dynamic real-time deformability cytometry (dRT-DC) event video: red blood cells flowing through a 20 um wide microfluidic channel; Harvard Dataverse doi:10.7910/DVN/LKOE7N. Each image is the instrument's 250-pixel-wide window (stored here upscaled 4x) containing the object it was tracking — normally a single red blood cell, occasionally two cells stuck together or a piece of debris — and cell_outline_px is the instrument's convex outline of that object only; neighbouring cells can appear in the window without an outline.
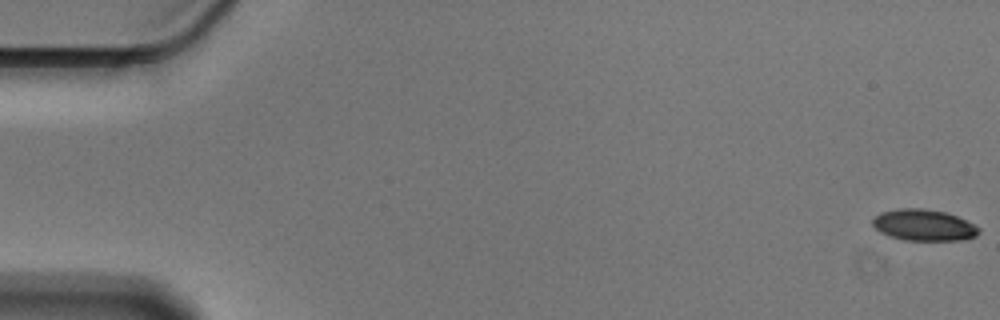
{"species": "Egyptian fruit bat (a non-hibernating species)", "species_latin": "Rousettus aegyptiacus", "temperature_condition": "cold", "stored_images_in_passage": 57, "camera_frame_rate_fps": 3000, "um_per_image_px": 0.085, "animal": {"sex": "male"}, "frame": {"image": 1, "passage_image": 1, "time_ms": 0.0, "image_size_px": [1000, 320], "cell_outline_px": [[980, 232], [976, 236], [960, 240], [904, 240], [888, 236], [880, 232], [872, 224], [872, 220], [880, 212], [896, 208], [924, 208], [944, 212], [956, 216], [980, 228]], "centroid_in_image_um": [78.48, 19.13], "position_along_channel_um": 6.5, "area_um2": 19.36}}
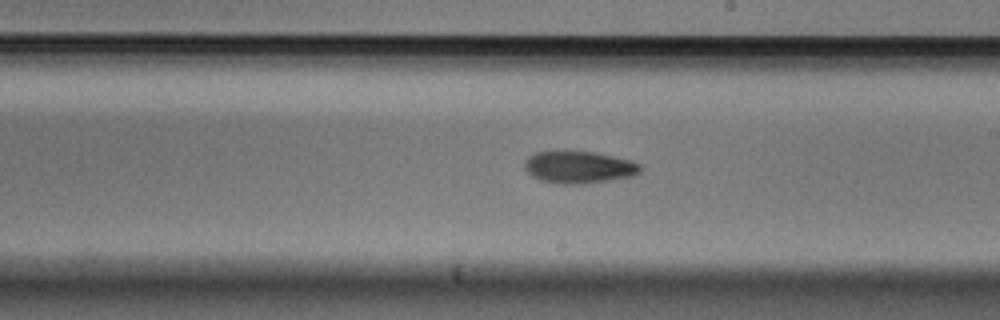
{"frame": {"image": 2, "passage_image": 33, "time_ms": 10.667, "image_size_px": [1000, 320], "cell_outline_px": [[640, 172], [632, 176], [584, 184], [564, 184], [540, 180], [532, 176], [524, 168], [524, 164], [528, 156], [536, 152], [564, 148], [596, 152], [632, 160], [640, 164]], "centroid_in_image_um": [49.17, 14.16], "position_along_channel_um": 239.8, "area_um2": 22.37}}
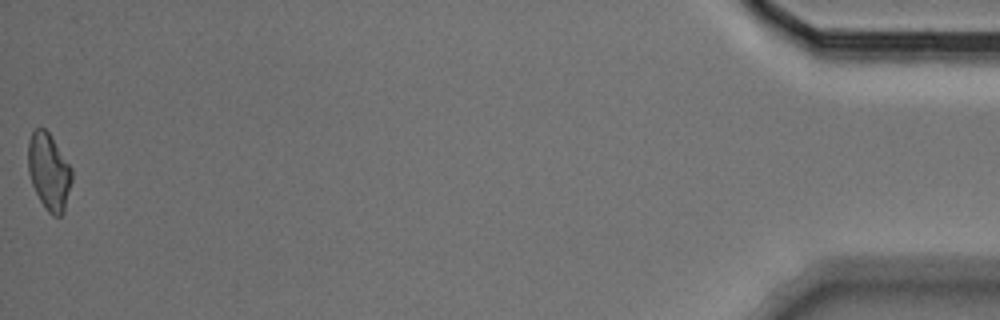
{"frame": {"image": 3, "passage_image": 57, "time_ms": 18.667, "image_size_px": [1000, 320], "cell_outline_px": [[72, 180], [64, 212], [60, 216], [52, 216], [48, 212], [40, 200], [32, 184], [28, 172], [28, 140], [32, 132], [36, 128], [44, 128], [48, 132], [72, 168]], "centroid_in_image_um": [4.16, 14.6], "position_along_channel_um": 431.0, "area_um2": 19.48}, "authors_computed_cell_mechanics": {"area_um2": 20.4612, "velocity_mm_per_s": 3.5741, "shape_relaxation_time_tau1_ms": 4.5461, "shape_relaxation_time_tau2_ms": null, "deformation_change_tau1": 0.1111, "deformation_change_tau2": null}}